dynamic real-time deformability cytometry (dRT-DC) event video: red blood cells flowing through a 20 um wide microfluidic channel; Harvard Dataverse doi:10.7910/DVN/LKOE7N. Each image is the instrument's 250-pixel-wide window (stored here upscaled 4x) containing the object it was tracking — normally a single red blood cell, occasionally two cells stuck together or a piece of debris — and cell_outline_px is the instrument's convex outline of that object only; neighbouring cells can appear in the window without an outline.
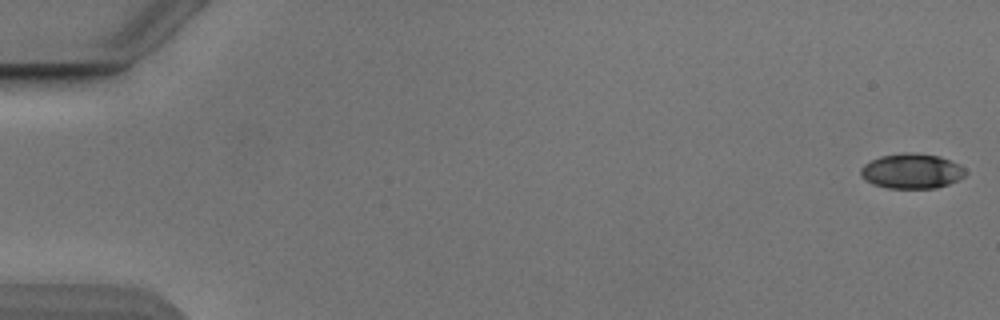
{"species": "Egyptian fruit bat (a non-hibernating species)", "species_latin": "Rousettus aegyptiacus", "temperature_condition": "cold", "stored_images_in_passage": 53, "camera_frame_rate_fps": 3000, "um_per_image_px": 0.085, "animal": {"sex": "male"}, "frame": {"image": 1, "passage_image": 1, "time_ms": 0.0, "image_size_px": [1000, 320], "cell_outline_px": [[964, 176], [948, 184], [936, 188], [888, 188], [872, 184], [860, 176], [860, 168], [864, 164], [880, 156], [904, 152], [940, 156], [964, 168]], "centroid_in_image_um": [77.43, 14.55], "position_along_channel_um": 7.6, "area_um2": 21.1}}
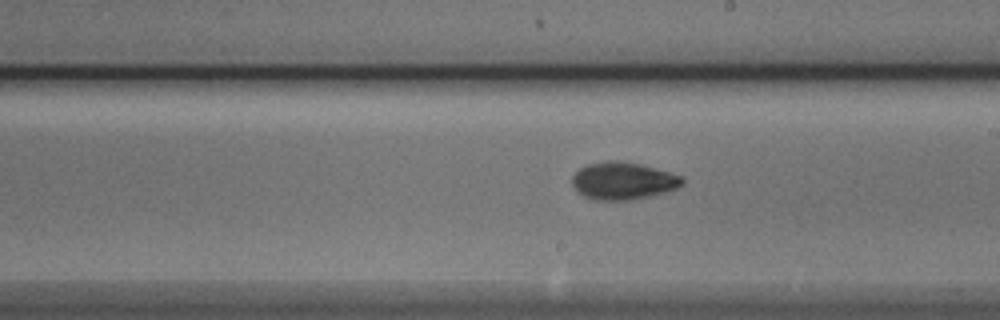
{"frame": {"image": 2, "passage_image": 31, "time_ms": 10.0, "image_size_px": [1000, 320], "cell_outline_px": [[684, 184], [676, 188], [664, 192], [648, 196], [628, 200], [592, 200], [576, 192], [572, 184], [572, 176], [580, 168], [588, 164], [640, 164], [684, 176]], "centroid_in_image_um": [52.97, 15.43], "position_along_channel_um": 236.0, "area_um2": 23.18}}
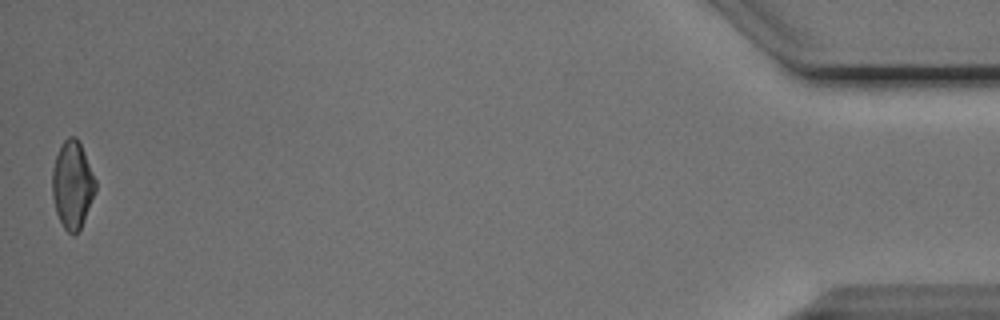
{"frame": {"image": 3, "passage_image": 53, "time_ms": 17.333, "image_size_px": [1000, 320], "cell_outline_px": [[96, 192], [80, 228], [72, 236], [64, 228], [56, 212], [52, 196], [52, 172], [56, 156], [64, 140], [68, 136], [76, 136], [80, 144], [96, 180]], "centroid_in_image_um": [6.15, 15.72], "position_along_channel_um": 429.0, "area_um2": 21.79}, "authors_computed_cell_mechanics": {"area_um2": 22.0796, "velocity_mm_per_s": 3.8815, "shape_relaxation_time_tau1_ms": 2.9504, "shape_relaxation_time_tau2_ms": 2.4901, "deformation_change_tau1": 0.1448, "deformation_change_tau2": 0.0723}}